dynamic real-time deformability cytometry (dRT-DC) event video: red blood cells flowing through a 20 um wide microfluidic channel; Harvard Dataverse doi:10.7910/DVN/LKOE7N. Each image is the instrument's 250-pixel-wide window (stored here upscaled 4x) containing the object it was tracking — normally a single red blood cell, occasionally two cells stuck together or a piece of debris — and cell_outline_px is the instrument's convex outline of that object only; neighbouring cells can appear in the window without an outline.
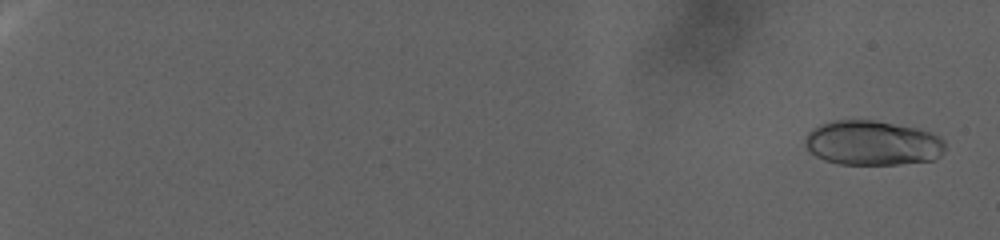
{"species": "human", "species_latin": "Homo sapiens", "temperature_condition": "warm", "stored_images_in_passage": 133, "camera_frame_rate_fps": 3000, "um_per_image_px": 0.085, "donor": {"sex": "female"}, "frame": {"image": 1, "passage_image": 6, "time_ms": 1.667, "image_size_px": [1000, 240], "cell_outline_px": [[944, 152], [940, 156], [932, 160], [896, 164], [840, 164], [824, 160], [816, 156], [804, 144], [804, 136], [812, 128], [820, 124], [832, 120], [872, 120], [916, 128], [932, 132], [944, 140]], "centroid_in_image_um": [74.14, 12.15], "position_along_channel_um": 10.9, "area_um2": 36.53}}
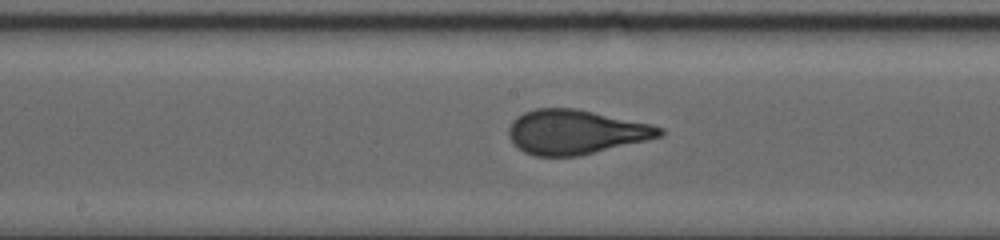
{"frame": {"image": 2, "passage_image": 82, "time_ms": 27.0, "image_size_px": [1000, 240], "cell_outline_px": [[664, 132], [660, 136], [648, 140], [580, 156], [536, 156], [524, 152], [512, 144], [508, 136], [508, 128], [512, 120], [516, 116], [524, 112], [536, 108], [576, 108], [652, 124], [664, 128]], "centroid_in_image_um": [48.91, 11.22], "position_along_channel_um": 199.3, "area_um2": 39.42}}
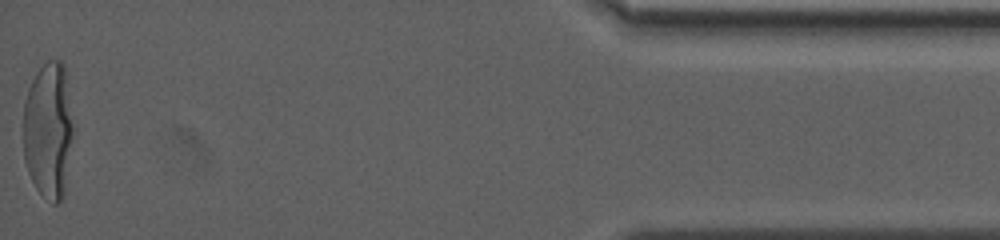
{"frame": {"image": 3, "passage_image": 133, "time_ms": 44.0, "image_size_px": [1000, 240], "cell_outline_px": [[76, 128], [64, 196], [56, 204], [52, 204], [36, 188], [28, 172], [24, 160], [24, 100], [28, 88], [36, 72], [48, 60], [60, 60], [64, 64]], "centroid_in_image_um": [4.17, 11.08], "position_along_channel_um": 431.0, "area_um2": 40.98}}